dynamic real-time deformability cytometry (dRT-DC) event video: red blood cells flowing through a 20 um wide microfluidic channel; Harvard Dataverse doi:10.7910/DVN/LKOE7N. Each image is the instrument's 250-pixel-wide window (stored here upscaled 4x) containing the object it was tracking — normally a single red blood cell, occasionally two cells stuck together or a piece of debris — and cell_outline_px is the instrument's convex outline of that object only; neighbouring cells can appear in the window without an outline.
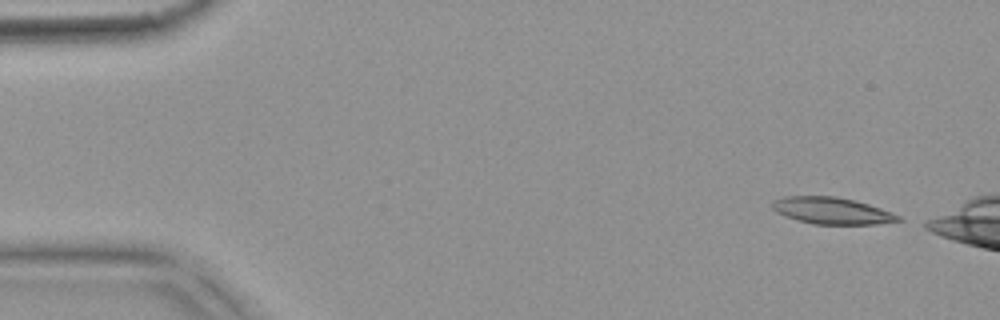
{"species": "common noctule bat (a hibernating species)", "species_latin": "Nyctalus noctula", "temperature_condition": "warm", "stored_images_in_passage": 5, "camera_frame_rate_fps": 3000, "um_per_image_px": 0.085, "animal": {"sex": "female", "body_mass_g": 18.4}, "frame": {"image": 1, "passage_image": 1, "time_ms": 0.0, "image_size_px": [1000, 320], "cell_outline_px": [[904, 220], [876, 224], [816, 224], [796, 220], [776, 212], [772, 208], [772, 200], [784, 196], [836, 196], [868, 204], [892, 212], [900, 216]], "centroid_in_image_um": [70.7, 17.91], "position_along_channel_um": 14.3, "area_um2": 19.59}}